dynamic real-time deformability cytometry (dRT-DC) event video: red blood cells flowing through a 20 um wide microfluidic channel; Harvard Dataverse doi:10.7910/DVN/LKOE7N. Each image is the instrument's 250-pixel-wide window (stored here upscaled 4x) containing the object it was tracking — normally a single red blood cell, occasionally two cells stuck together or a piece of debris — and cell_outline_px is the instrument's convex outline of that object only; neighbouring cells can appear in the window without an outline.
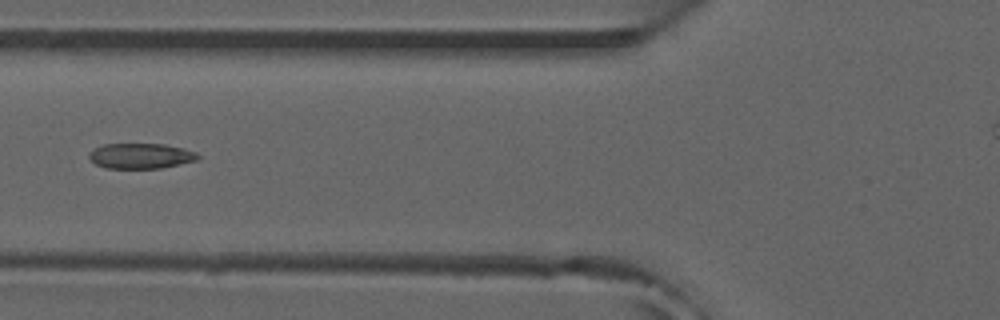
{"species": "common noctule bat (a hibernating species)", "species_latin": "Nyctalus noctula", "temperature_condition": "room temperature", "stored_images_in_passage": 6, "camera_frame_rate_fps": 3000, "um_per_image_px": 0.085, "animal": {"sex": "male", "forearm_length_mm": 52.5}, "frame": {"image": 1, "passage_image": 5, "time_ms": 1.333, "image_size_px": [1000, 320], "cell_outline_px": [[200, 156], [196, 160], [180, 164], [160, 168], [104, 168], [96, 164], [88, 156], [92, 148], [104, 144], [164, 144], [184, 148], [196, 152]], "centroid_in_image_um": [11.95, 13.25], "position_along_channel_um": 113.8, "area_um2": 16.07}}
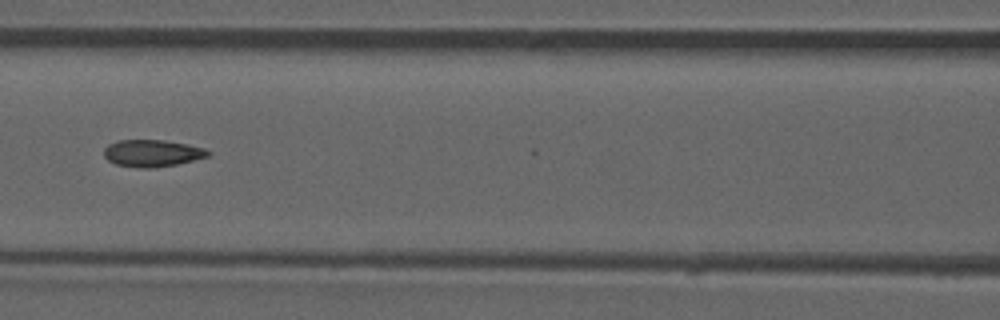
{"frame": {"image": 2, "passage_image": 6, "time_ms": 1.667, "image_size_px": [1000, 320], "cell_outline_px": [[212, 152], [208, 156], [176, 164], [152, 168], [136, 168], [116, 164], [108, 160], [104, 156], [104, 148], [108, 144], [120, 140], [164, 140], [188, 144], [204, 148]], "centroid_in_image_um": [12.92, 13.02], "position_along_channel_um": 153.7, "area_um2": 16.36}}